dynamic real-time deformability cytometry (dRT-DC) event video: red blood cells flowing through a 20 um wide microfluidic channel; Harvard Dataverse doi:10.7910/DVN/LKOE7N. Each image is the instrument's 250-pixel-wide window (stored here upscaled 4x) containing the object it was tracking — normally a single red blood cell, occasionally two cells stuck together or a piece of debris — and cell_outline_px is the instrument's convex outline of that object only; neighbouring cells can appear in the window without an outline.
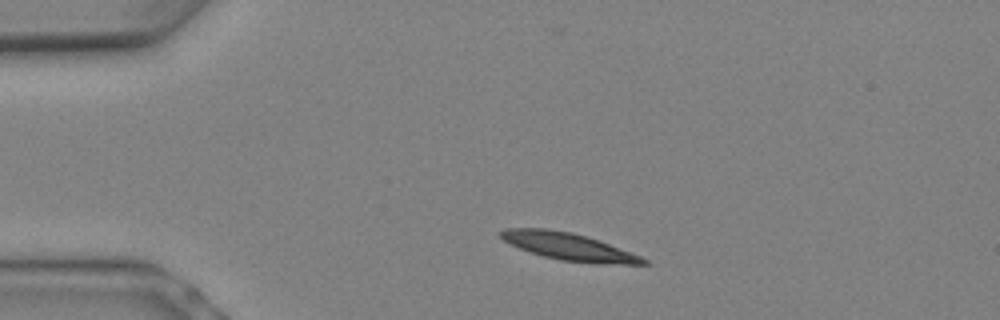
{"species": "Egyptian fruit bat (a non-hibernating species)", "species_latin": "Rousettus aegyptiacus", "temperature_condition": "warm", "stored_images_in_passage": 5, "camera_frame_rate_fps": 3000, "um_per_image_px": 0.085, "animal": {"sex": "female"}, "frame": {"image": 1, "passage_image": 2, "time_ms": 0.333, "image_size_px": [1000, 320], "cell_outline_px": [[648, 264], [600, 264], [560, 260], [544, 256], [508, 244], [500, 236], [500, 232], [504, 228], [548, 228], [572, 232], [588, 236], [640, 256], [648, 260]], "centroid_in_image_um": [48.32, 20.95], "position_along_channel_um": 36.7, "area_um2": 22.6}}
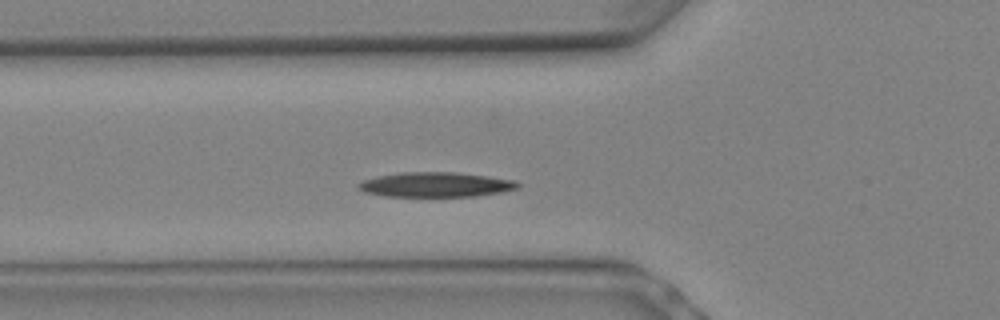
{"frame": {"image": 2, "passage_image": 5, "time_ms": 1.333, "image_size_px": [1000, 320], "cell_outline_px": [[520, 188], [500, 192], [476, 196], [384, 196], [364, 192], [356, 188], [356, 184], [364, 180], [376, 176], [400, 172], [456, 172], [488, 176], [516, 180], [520, 184]], "centroid_in_image_um": [37.02, 15.69], "position_along_channel_um": 88.8, "area_um2": 23.18}}